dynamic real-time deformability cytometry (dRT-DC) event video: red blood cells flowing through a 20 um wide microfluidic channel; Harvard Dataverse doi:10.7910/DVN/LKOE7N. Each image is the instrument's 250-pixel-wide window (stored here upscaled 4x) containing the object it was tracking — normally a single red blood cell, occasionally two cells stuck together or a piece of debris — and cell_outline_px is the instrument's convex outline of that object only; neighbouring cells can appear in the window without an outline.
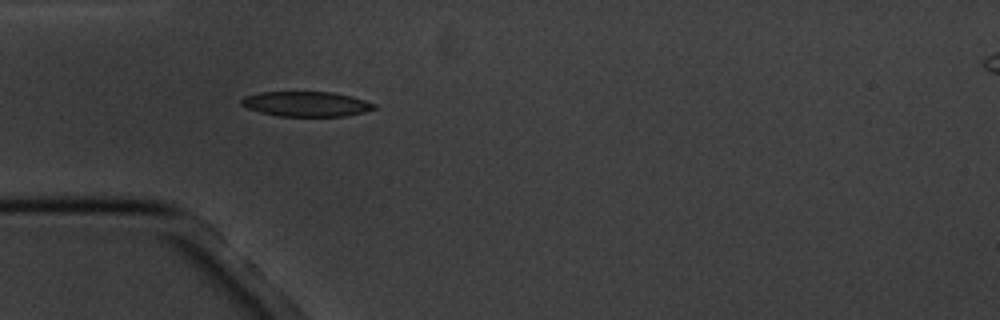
{"species": "common noctule bat (a hibernating species)", "species_latin": "Nyctalus noctula", "temperature_condition": "cold", "stored_images_in_passage": 4, "camera_frame_rate_fps": 3000, "um_per_image_px": 0.085, "animal": {"sex": "male", "body_mass_g": 20.1, "forearm_length_mm": 53.5}, "frame": {"image": 1, "passage_image": 4, "time_ms": 4.333, "image_size_px": [1000, 320], "cell_outline_px": [[376, 108], [364, 112], [344, 116], [276, 116], [260, 112], [248, 108], [240, 104], [240, 100], [244, 96], [260, 92], [332, 92], [352, 96], [376, 104]], "centroid_in_image_um": [26.01, 8.84], "position_along_channel_um": 59.0, "area_um2": 19.36}}